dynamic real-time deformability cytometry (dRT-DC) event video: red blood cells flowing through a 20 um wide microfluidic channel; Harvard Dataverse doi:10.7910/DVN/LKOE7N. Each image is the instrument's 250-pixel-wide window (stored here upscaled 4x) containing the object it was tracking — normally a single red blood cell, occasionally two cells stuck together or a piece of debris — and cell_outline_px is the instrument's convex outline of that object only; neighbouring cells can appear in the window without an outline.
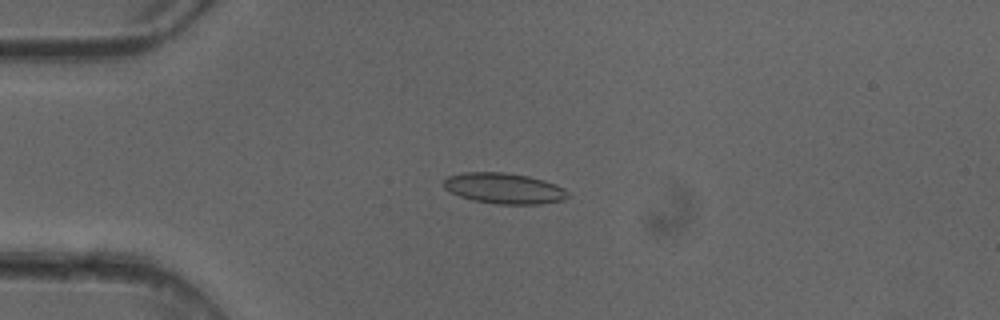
{"species": "common noctule bat (a hibernating species)", "species_latin": "Nyctalus noctula", "temperature_condition": "cold", "stored_images_in_passage": 5, "camera_frame_rate_fps": 3000, "um_per_image_px": 0.085, "animal": {"sex": "female"}, "frame": {"image": 1, "passage_image": 3, "time_ms": 0.667, "image_size_px": [1000, 320], "cell_outline_px": [[568, 196], [564, 200], [540, 204], [500, 204], [472, 200], [460, 196], [444, 188], [444, 180], [448, 176], [464, 172], [504, 172], [528, 176], [544, 180], [556, 184], [564, 188], [568, 192]], "centroid_in_image_um": [42.87, 16.0], "position_along_channel_um": 42.1, "area_um2": 22.2}}